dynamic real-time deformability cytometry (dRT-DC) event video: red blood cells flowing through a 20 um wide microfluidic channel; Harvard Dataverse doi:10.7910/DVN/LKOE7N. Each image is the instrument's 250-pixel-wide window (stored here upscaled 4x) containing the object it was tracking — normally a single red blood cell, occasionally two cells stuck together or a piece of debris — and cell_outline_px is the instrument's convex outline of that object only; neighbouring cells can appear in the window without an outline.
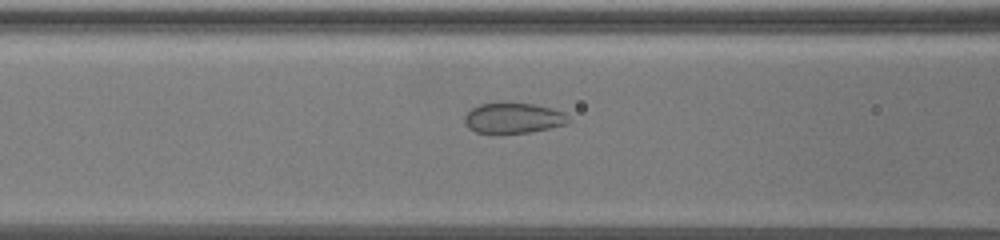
{"species": "common noctule bat (a hibernating species)", "species_latin": "Nyctalus noctula", "temperature_condition": "warm", "stored_images_in_passage": 10, "camera_frame_rate_fps": 3000, "um_per_image_px": 0.085, "animal": {"sex": "female", "body_mass_g": 19.5, "forearm_length_mm": 54.1}, "frame": {"image": 1, "passage_image": 9, "time_ms": 2.667, "image_size_px": [1000, 240], "cell_outline_px": [[572, 120], [564, 124], [548, 128], [528, 132], [500, 136], [476, 132], [468, 128], [464, 124], [464, 116], [472, 108], [480, 104], [532, 104], [552, 108], [564, 112]], "centroid_in_image_um": [43.59, 10.09], "position_along_channel_um": 123.0, "area_um2": 18.67}}